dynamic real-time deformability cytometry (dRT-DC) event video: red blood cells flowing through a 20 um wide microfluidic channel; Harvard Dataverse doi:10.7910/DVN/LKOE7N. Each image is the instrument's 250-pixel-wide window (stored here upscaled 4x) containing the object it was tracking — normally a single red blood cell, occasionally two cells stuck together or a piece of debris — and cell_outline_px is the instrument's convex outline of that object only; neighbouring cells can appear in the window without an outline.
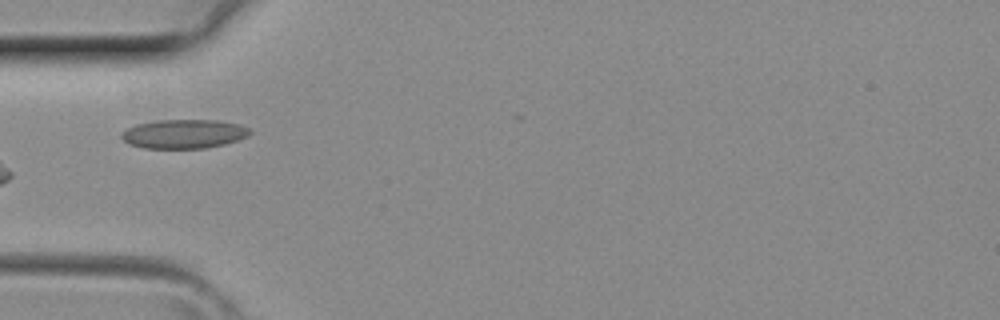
{"species": "common noctule bat (a hibernating species)", "species_latin": "Nyctalus noctula", "temperature_condition": "room temperature", "stored_images_in_passage": 4, "camera_frame_rate_fps": 3000, "um_per_image_px": 0.085, "animal": {"sex": "female", "body_mass_g": 29.2, "forearm_length_mm": 56.3}, "frame": {"image": 1, "passage_image": 3, "time_ms": 0.667, "image_size_px": [1000, 320], "cell_outline_px": [[252, 132], [248, 136], [224, 144], [204, 148], [144, 148], [128, 144], [120, 136], [120, 132], [136, 124], [156, 120], [216, 120], [240, 124], [248, 128]], "centroid_in_image_um": [15.6, 11.37], "position_along_channel_um": 69.4, "area_um2": 21.73}}